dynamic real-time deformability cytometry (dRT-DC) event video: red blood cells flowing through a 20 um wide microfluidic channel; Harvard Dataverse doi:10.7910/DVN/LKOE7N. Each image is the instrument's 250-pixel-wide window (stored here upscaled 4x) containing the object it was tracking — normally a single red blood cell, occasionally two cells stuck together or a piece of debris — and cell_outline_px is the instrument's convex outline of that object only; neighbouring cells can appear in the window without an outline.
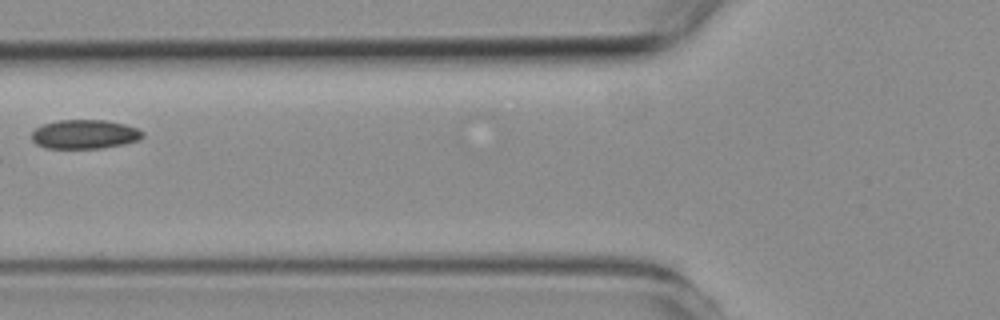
{"species": "common noctule bat (a hibernating species)", "species_latin": "Nyctalus noctula", "temperature_condition": "room temperature", "stored_images_in_passage": 2, "camera_frame_rate_fps": 3000, "um_per_image_px": 0.085, "animal": {"sex": "female", "body_mass_g": 19.3, "forearm_length_mm": 54.1}, "frame": {"image": 1, "passage_image": 2, "time_ms": 1.333, "image_size_px": [1000, 320], "cell_outline_px": [[144, 136], [140, 140], [124, 144], [100, 148], [44, 148], [36, 144], [32, 140], [32, 132], [36, 128], [44, 124], [60, 120], [108, 120], [124, 124], [136, 128], [144, 132]], "centroid_in_image_um": [7.21, 11.41], "position_along_channel_um": 118.6, "area_um2": 18.84}}